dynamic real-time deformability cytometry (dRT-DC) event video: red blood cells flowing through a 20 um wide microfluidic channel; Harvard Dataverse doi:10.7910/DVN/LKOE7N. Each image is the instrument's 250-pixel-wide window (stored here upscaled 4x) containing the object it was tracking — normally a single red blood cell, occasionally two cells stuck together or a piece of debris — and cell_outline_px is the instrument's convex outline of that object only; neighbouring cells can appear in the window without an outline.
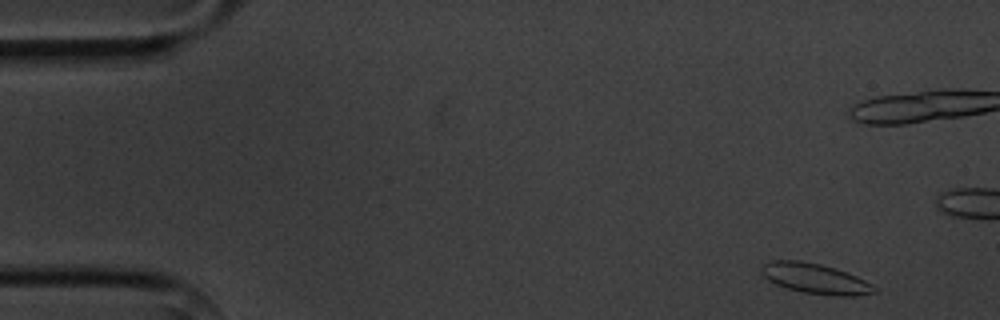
{"species": "common noctule bat (a hibernating species)", "species_latin": "Nyctalus noctula", "temperature_condition": "cold", "stored_images_in_passage": 5, "camera_frame_rate_fps": 3000, "um_per_image_px": 0.085, "animal": {"sex": "male", "body_mass_g": 20.1, "forearm_length_mm": 53.5}, "frame": {"image": 1, "passage_image": 1, "time_ms": 0.0, "image_size_px": [1000, 320], "cell_outline_px": [[880, 292], [856, 296], [832, 296], [804, 292], [788, 288], [776, 284], [768, 280], [760, 272], [760, 268], [764, 264], [772, 260], [800, 260], [820, 264], [856, 276], [872, 284]], "centroid_in_image_um": [69.3, 23.69], "position_along_channel_um": 15.7, "area_um2": 19.83}}